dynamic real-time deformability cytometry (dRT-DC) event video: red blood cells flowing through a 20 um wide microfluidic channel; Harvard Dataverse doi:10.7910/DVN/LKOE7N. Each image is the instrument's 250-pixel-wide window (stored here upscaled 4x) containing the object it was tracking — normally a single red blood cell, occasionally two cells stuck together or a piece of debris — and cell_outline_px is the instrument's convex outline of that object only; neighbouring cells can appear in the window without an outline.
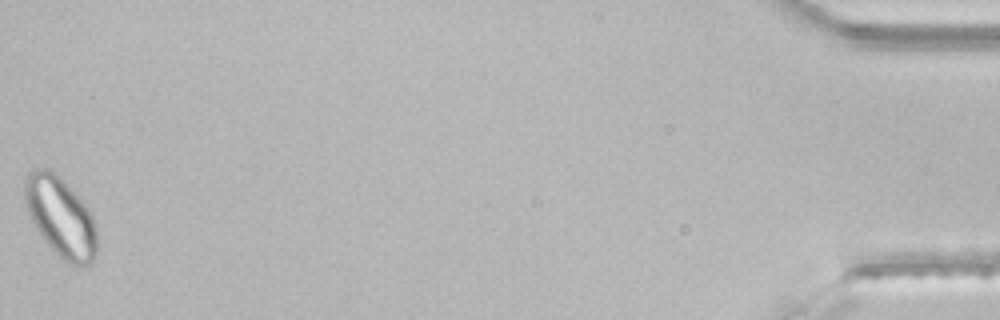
{"species": "common noctule bat (a hibernating species)", "species_latin": "Nyctalus noctula", "temperature_condition": "room temperature", "stored_images_in_passage": 45, "segment_of_instrument_passage": [2, 2], "camera_frame_rate_fps": 3000, "um_per_image_px": 0.085, "animal": {"sex": "male", "body_mass_g": 21.5, "forearm_length_mm": 52.0}, "frame": {"image": 1, "passage_image": 45, "time_ms": 14.667, "image_size_px": [1000, 320], "cell_outline_px": [[96, 256], [92, 264], [68, 264], [44, 240], [36, 228], [28, 212], [24, 196], [24, 180], [28, 172], [32, 168], [44, 168], [56, 172], [84, 200], [96, 224]], "centroid_in_image_um": [5.16, 18.39], "position_along_channel_um": 430.0, "area_um2": 33.81}}